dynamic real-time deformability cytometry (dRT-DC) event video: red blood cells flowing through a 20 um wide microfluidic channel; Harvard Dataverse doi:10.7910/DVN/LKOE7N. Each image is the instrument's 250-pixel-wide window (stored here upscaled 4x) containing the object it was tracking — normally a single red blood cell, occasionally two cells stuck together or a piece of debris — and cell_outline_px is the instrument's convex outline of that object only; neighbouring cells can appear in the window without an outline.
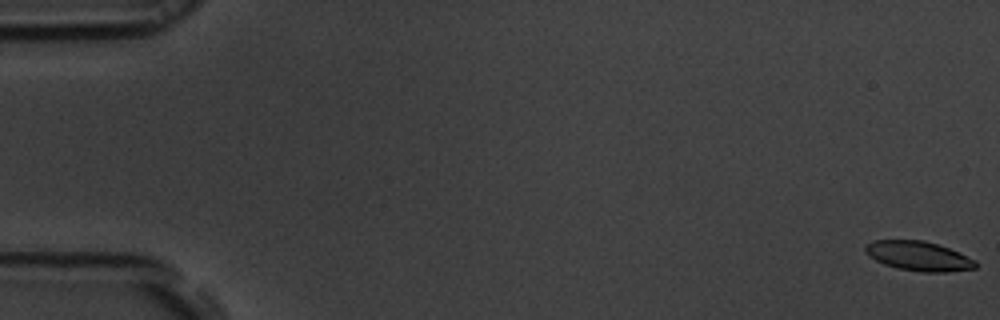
{"species": "common noctule bat (a hibernating species)", "species_latin": "Nyctalus noctula", "temperature_condition": "room temperature", "stored_images_in_passage": 57, "camera_frame_rate_fps": 3000, "um_per_image_px": 0.085, "animal": {"sex": "male", "body_mass_g": 19.5, "forearm_length_mm": 54.6}, "frame": {"image": 1, "passage_image": 1, "time_ms": 0.0, "image_size_px": [1000, 320], "cell_outline_px": [[976, 268], [948, 272], [924, 272], [900, 268], [884, 264], [868, 256], [864, 252], [864, 248], [872, 240], [924, 240], [948, 248], [976, 260]], "centroid_in_image_um": [78.06, 21.76], "position_along_channel_um": 6.9, "area_um2": 18.79}}
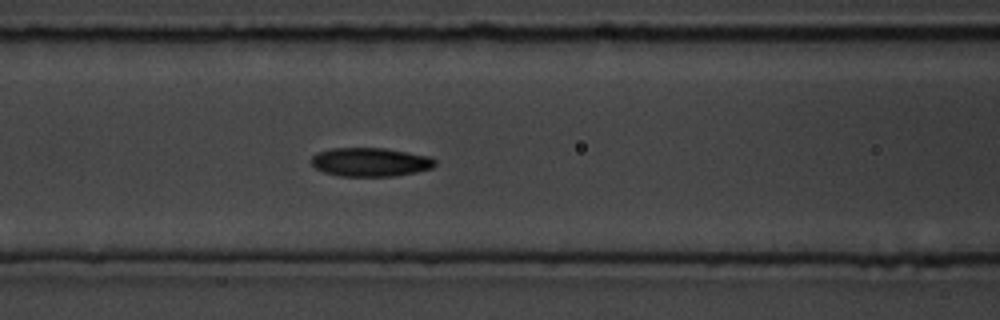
{"frame": {"image": 2, "passage_image": 24, "time_ms": 7.667, "image_size_px": [1000, 320], "cell_outline_px": [[436, 164], [432, 168], [416, 172], [392, 176], [340, 176], [324, 172], [316, 168], [312, 164], [312, 156], [316, 152], [332, 148], [384, 148], [432, 156], [436, 160]], "centroid_in_image_um": [31.5, 13.77], "position_along_channel_um": 135.1, "area_um2": 20.81}}
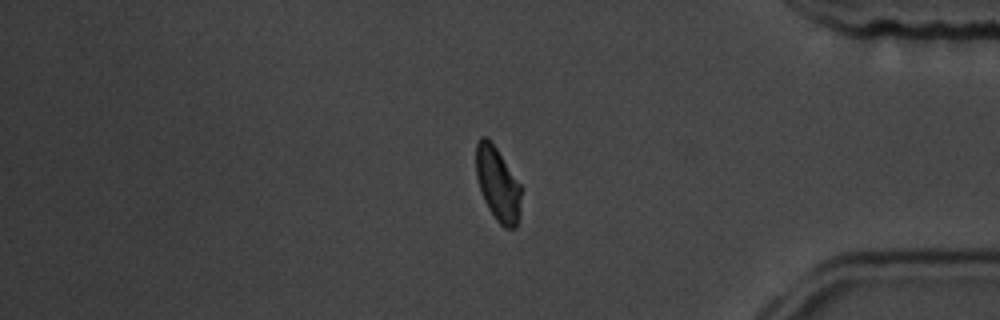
{"frame": {"image": 3, "passage_image": 47, "time_ms": 15.333, "image_size_px": [1000, 320], "cell_outline_px": [[520, 216], [516, 228], [504, 228], [496, 220], [488, 208], [484, 200], [476, 176], [476, 144], [480, 136], [488, 136], [520, 184]], "centroid_in_image_um": [42.29, 15.65], "position_along_channel_um": 392.9, "area_um2": 19.36}, "authors_computed_cell_mechanics": {"area_um2": 19.9988, "velocity_mm_per_s": 3.6959, "shape_relaxation_time_tau1_ms": 3.1106, "shape_relaxation_time_tau2_ms": 4.1054, "deformation_change_tau1": 0.1329, "deformation_change_tau2": 0.1052}}